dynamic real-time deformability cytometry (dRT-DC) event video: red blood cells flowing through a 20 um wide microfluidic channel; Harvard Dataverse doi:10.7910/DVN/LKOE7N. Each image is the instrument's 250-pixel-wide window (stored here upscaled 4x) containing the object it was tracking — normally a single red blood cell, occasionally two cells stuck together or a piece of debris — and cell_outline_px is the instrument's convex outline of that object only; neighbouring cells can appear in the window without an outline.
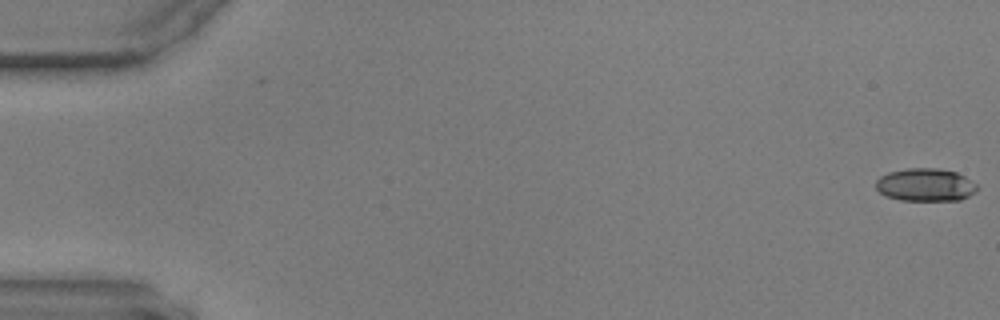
{"species": "common noctule bat (a hibernating species)", "species_latin": "Nyctalus noctula", "temperature_condition": "warm", "stored_images_in_passage": 58, "camera_frame_rate_fps": 3000, "um_per_image_px": 0.085, "animal": {"sex": "male", "body_mass_g": 17.9, "forearm_length_mm": 54.2}, "frame": {"image": 1, "passage_image": 1, "time_ms": 0.0, "image_size_px": [1000, 320], "cell_outline_px": [[980, 188], [976, 192], [960, 200], [900, 200], [884, 196], [876, 188], [876, 180], [880, 176], [888, 172], [908, 168], [940, 168], [956, 172], [964, 176], [976, 184]], "centroid_in_image_um": [78.66, 15.71], "position_along_channel_um": 6.3, "area_um2": 19.54}}
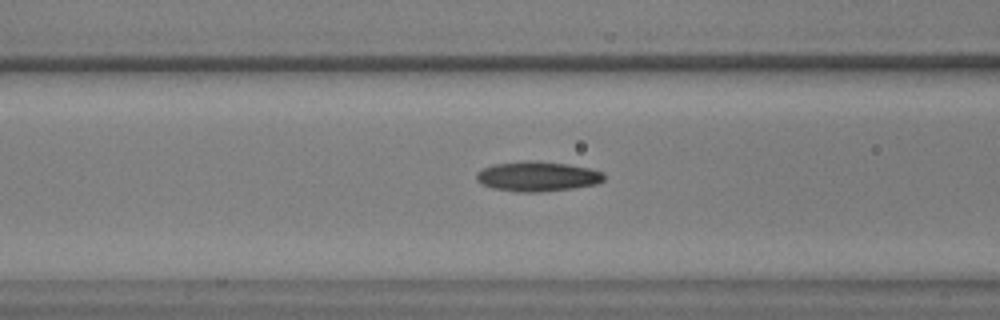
{"frame": {"image": 2, "passage_image": 24, "time_ms": 7.667, "image_size_px": [1000, 320], "cell_outline_px": [[604, 180], [596, 184], [572, 188], [540, 192], [516, 192], [492, 188], [480, 184], [476, 180], [476, 172], [492, 164], [524, 160], [532, 160], [568, 164], [592, 168], [604, 172]], "centroid_in_image_um": [45.66, 14.98], "position_along_channel_um": 120.9, "area_um2": 22.54}}
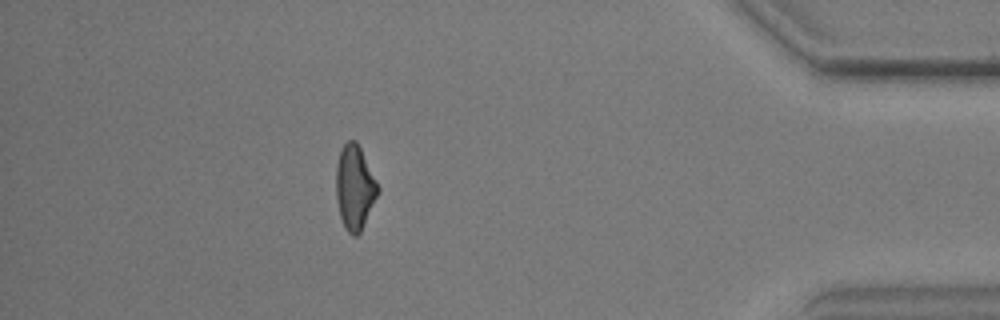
{"frame": {"image": 3, "passage_image": 52, "time_ms": 17.0, "image_size_px": [1000, 320], "cell_outline_px": [[380, 192], [360, 232], [356, 236], [352, 236], [344, 228], [340, 216], [336, 200], [336, 164], [340, 152], [344, 144], [348, 140], [356, 140], [380, 188]], "centroid_in_image_um": [30.15, 15.96], "position_along_channel_um": 405.1, "area_um2": 20.58}}